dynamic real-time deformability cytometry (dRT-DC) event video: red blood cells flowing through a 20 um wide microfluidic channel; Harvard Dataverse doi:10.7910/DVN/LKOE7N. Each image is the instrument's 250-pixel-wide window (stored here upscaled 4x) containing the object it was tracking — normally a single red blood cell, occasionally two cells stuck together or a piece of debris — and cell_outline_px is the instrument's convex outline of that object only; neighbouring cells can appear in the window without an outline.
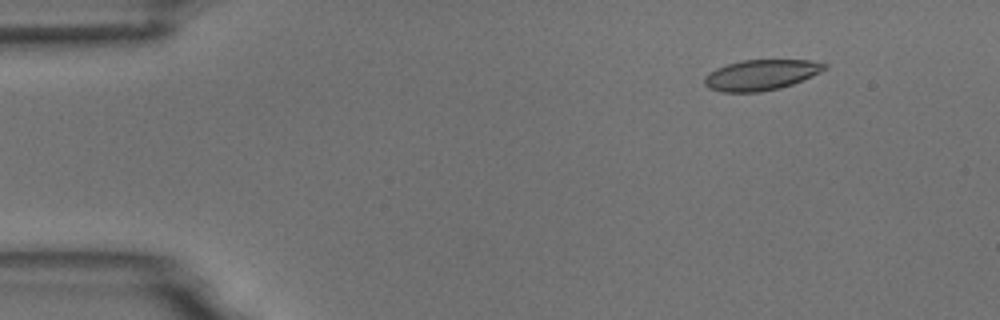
{"species": "common noctule bat (a hibernating species)", "species_latin": "Nyctalus noctula", "temperature_condition": "room temperature", "stored_images_in_passage": 5, "camera_frame_rate_fps": 3000, "um_per_image_px": 0.085, "animal": {"sex": "male", "body_mass_g": 18.8}, "frame": {"image": 1, "passage_image": 2, "time_ms": 1.0, "image_size_px": [1000, 320], "cell_outline_px": [[828, 68], [812, 76], [792, 84], [780, 88], [760, 92], [720, 92], [708, 88], [704, 84], [704, 76], [708, 72], [716, 68], [728, 64], [744, 60], [812, 60], [828, 64]], "centroid_in_image_um": [64.67, 6.37], "position_along_channel_um": 20.3, "area_um2": 21.5}}
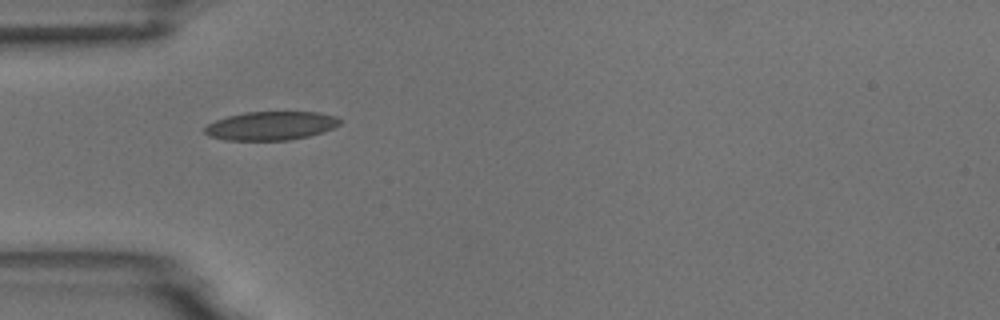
{"frame": {"image": 2, "passage_image": 4, "time_ms": 4.333, "image_size_px": [1000, 320], "cell_outline_px": [[344, 120], [340, 124], [324, 132], [308, 136], [288, 140], [224, 140], [208, 136], [204, 132], [204, 128], [208, 124], [216, 120], [228, 116], [244, 112], [320, 112], [336, 116]], "centroid_in_image_um": [23.05, 10.69], "position_along_channel_um": 62.0, "area_um2": 22.72}}
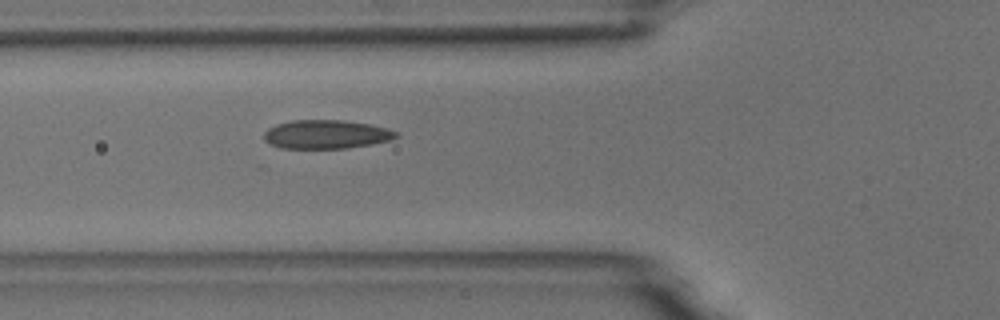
{"frame": {"image": 3, "passage_image": 5, "time_ms": 5.333, "image_size_px": [1000, 320], "cell_outline_px": [[400, 136], [392, 140], [372, 144], [348, 148], [280, 148], [264, 140], [264, 132], [268, 128], [276, 124], [292, 120], [344, 120], [372, 124], [388, 128], [396, 132]], "centroid_in_image_um": [27.76, 11.41], "position_along_channel_um": 98.0, "area_um2": 22.31}}